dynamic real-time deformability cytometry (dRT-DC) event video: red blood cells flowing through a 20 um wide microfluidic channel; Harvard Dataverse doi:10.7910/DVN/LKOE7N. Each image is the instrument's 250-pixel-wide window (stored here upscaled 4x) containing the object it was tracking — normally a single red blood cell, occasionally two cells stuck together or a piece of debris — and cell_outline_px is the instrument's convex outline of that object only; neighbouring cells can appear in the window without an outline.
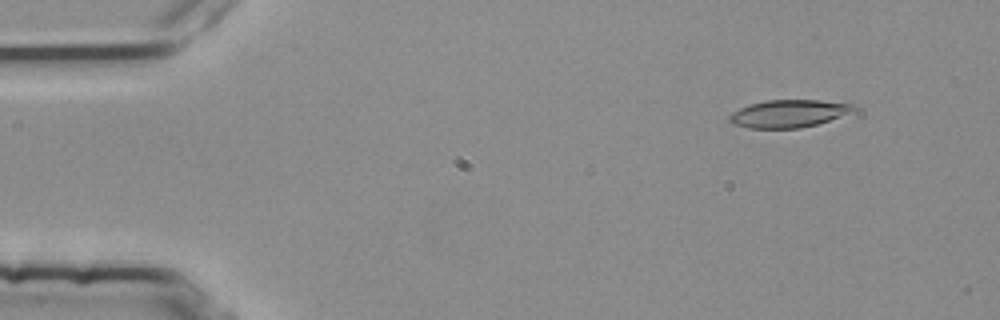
{"species": "common noctule bat (a hibernating species)", "species_latin": "Nyctalus noctula", "temperature_condition": "room temperature", "stored_images_in_passage": 3, "camera_frame_rate_fps": 3000, "um_per_image_px": 0.085, "animal": {"sex": "female", "body_mass_g": 25.1}, "frame": {"image": 1, "passage_image": 1, "time_ms": 0.0, "image_size_px": [1000, 320], "cell_outline_px": [[856, 108], [828, 120], [816, 124], [800, 128], [748, 128], [732, 124], [728, 120], [728, 116], [732, 112], [748, 104], [768, 100], [820, 100], [856, 104]], "centroid_in_image_um": [66.95, 9.65], "position_along_channel_um": 18.0, "area_um2": 19.77}}
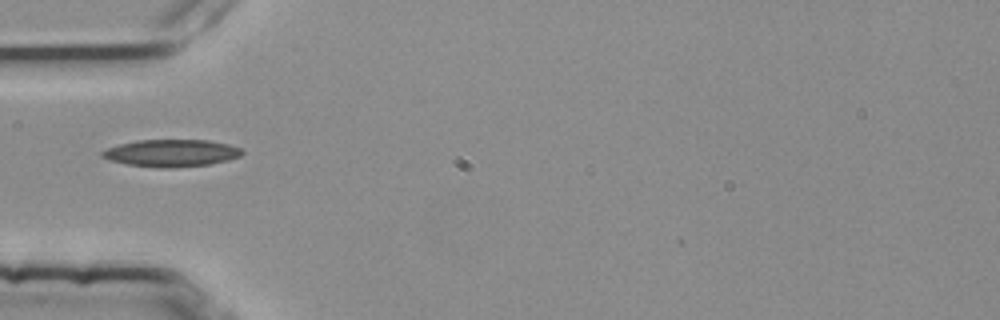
{"frame": {"image": 2, "passage_image": 3, "time_ms": 0.667, "image_size_px": [1000, 320], "cell_outline_px": [[244, 152], [240, 156], [228, 160], [208, 164], [172, 168], [160, 168], [128, 164], [108, 160], [100, 156], [100, 152], [108, 148], [120, 144], [140, 140], [208, 140], [228, 144], [240, 148]], "centroid_in_image_um": [14.55, 13.01], "position_along_channel_um": 70.4, "area_um2": 22.08}}